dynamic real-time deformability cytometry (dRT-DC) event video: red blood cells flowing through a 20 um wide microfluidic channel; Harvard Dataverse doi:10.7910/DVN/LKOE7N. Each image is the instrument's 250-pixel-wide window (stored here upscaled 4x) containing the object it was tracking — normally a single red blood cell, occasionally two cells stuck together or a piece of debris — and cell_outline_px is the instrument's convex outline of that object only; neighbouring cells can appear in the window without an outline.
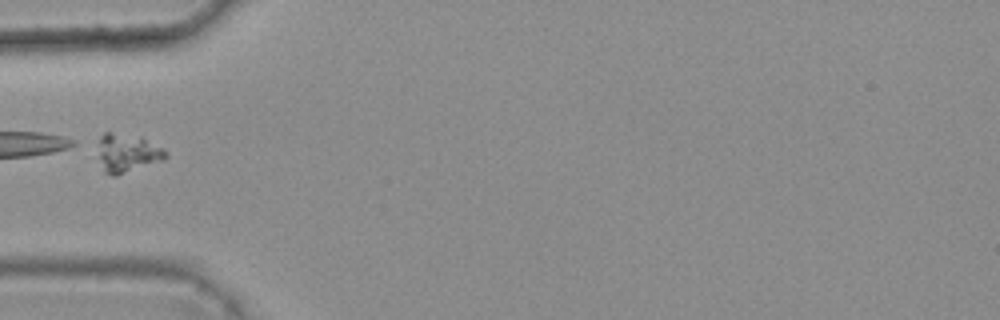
{"species": "common noctule bat (a hibernating species)", "species_latin": "Nyctalus noctula", "temperature_condition": "warm", "stored_images_in_passage": 8, "camera_frame_rate_fps": 3000, "um_per_image_px": 0.085, "animal": {"sex": "female", "body_mass_g": 25.1}, "frame": {"image": 1, "passage_image": 5, "time_ms": 1.333, "image_size_px": [1000, 320], "cell_outline_px": [[168, 156], [164, 160], [116, 176], [112, 176], [104, 172], [100, 156], [100, 136], [104, 132], [112, 132], [140, 136], [164, 148], [168, 152]], "centroid_in_image_um": [10.89, 13.0], "position_along_channel_um": 74.1, "area_um2": 15.14}}
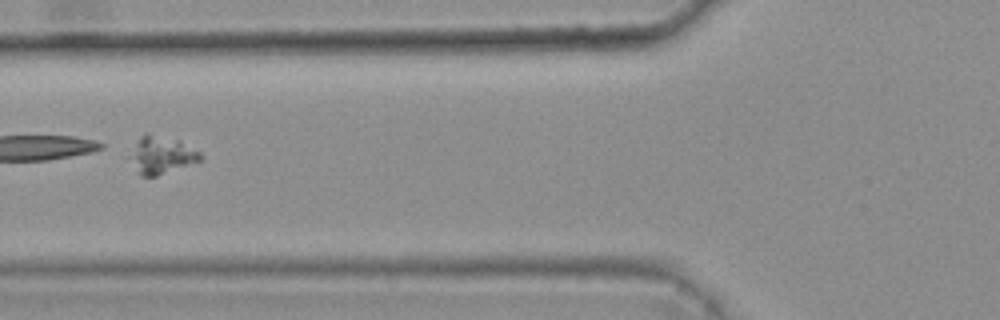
{"frame": {"image": 2, "passage_image": 6, "time_ms": 1.667, "image_size_px": [1000, 320], "cell_outline_px": [[200, 160], [156, 176], [140, 176], [136, 172], [128, 156], [140, 136], [148, 132], [176, 140], [200, 152]], "centroid_in_image_um": [13.64, 13.18], "position_along_channel_um": 112.2, "area_um2": 15.03}}
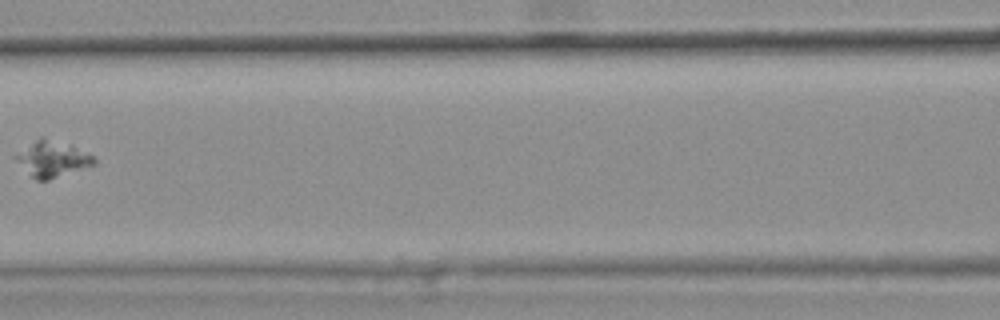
{"frame": {"image": 3, "passage_image": 7, "time_ms": 2.0, "image_size_px": [1000, 320], "cell_outline_px": [[96, 164], [48, 180], [36, 180], [12, 156], [40, 136], [44, 136], [72, 144], [92, 156], [96, 160]], "centroid_in_image_um": [4.45, 13.47], "position_along_channel_um": 162.2, "area_um2": 16.36}}